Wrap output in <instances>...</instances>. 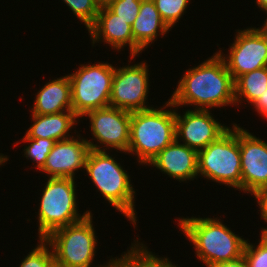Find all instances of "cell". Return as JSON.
Segmentation results:
<instances>
[{
  "mask_svg": "<svg viewBox=\"0 0 267 267\" xmlns=\"http://www.w3.org/2000/svg\"><path fill=\"white\" fill-rule=\"evenodd\" d=\"M182 76L168 99L175 107L212 110L236 105L234 80L217 51Z\"/></svg>",
  "mask_w": 267,
  "mask_h": 267,
  "instance_id": "obj_1",
  "label": "cell"
},
{
  "mask_svg": "<svg viewBox=\"0 0 267 267\" xmlns=\"http://www.w3.org/2000/svg\"><path fill=\"white\" fill-rule=\"evenodd\" d=\"M178 228L194 246L195 256L206 267L243 256L246 239L219 217H178ZM243 237V238H242Z\"/></svg>",
  "mask_w": 267,
  "mask_h": 267,
  "instance_id": "obj_2",
  "label": "cell"
},
{
  "mask_svg": "<svg viewBox=\"0 0 267 267\" xmlns=\"http://www.w3.org/2000/svg\"><path fill=\"white\" fill-rule=\"evenodd\" d=\"M111 151L90 149L84 170L95 185L96 191L113 208L131 221L136 229L137 212L135 206L136 191L131 177ZM124 168V169H123Z\"/></svg>",
  "mask_w": 267,
  "mask_h": 267,
  "instance_id": "obj_3",
  "label": "cell"
},
{
  "mask_svg": "<svg viewBox=\"0 0 267 267\" xmlns=\"http://www.w3.org/2000/svg\"><path fill=\"white\" fill-rule=\"evenodd\" d=\"M131 112L130 142L127 154L138 164L149 162L176 140L175 106L168 100L162 107ZM172 108V109H171Z\"/></svg>",
  "mask_w": 267,
  "mask_h": 267,
  "instance_id": "obj_4",
  "label": "cell"
},
{
  "mask_svg": "<svg viewBox=\"0 0 267 267\" xmlns=\"http://www.w3.org/2000/svg\"><path fill=\"white\" fill-rule=\"evenodd\" d=\"M92 219L93 214L89 213L81 221L58 228L44 239L52 249L56 267L93 266L98 236ZM93 267H112V258Z\"/></svg>",
  "mask_w": 267,
  "mask_h": 267,
  "instance_id": "obj_5",
  "label": "cell"
},
{
  "mask_svg": "<svg viewBox=\"0 0 267 267\" xmlns=\"http://www.w3.org/2000/svg\"><path fill=\"white\" fill-rule=\"evenodd\" d=\"M73 178H46L37 213L38 237L45 239L54 230L79 222L90 210L78 211L77 184Z\"/></svg>",
  "mask_w": 267,
  "mask_h": 267,
  "instance_id": "obj_6",
  "label": "cell"
},
{
  "mask_svg": "<svg viewBox=\"0 0 267 267\" xmlns=\"http://www.w3.org/2000/svg\"><path fill=\"white\" fill-rule=\"evenodd\" d=\"M198 152V177L241 191V155L238 124Z\"/></svg>",
  "mask_w": 267,
  "mask_h": 267,
  "instance_id": "obj_7",
  "label": "cell"
},
{
  "mask_svg": "<svg viewBox=\"0 0 267 267\" xmlns=\"http://www.w3.org/2000/svg\"><path fill=\"white\" fill-rule=\"evenodd\" d=\"M98 62L80 63L78 69L68 74L72 109L80 119L89 111L109 106L115 66Z\"/></svg>",
  "mask_w": 267,
  "mask_h": 267,
  "instance_id": "obj_8",
  "label": "cell"
},
{
  "mask_svg": "<svg viewBox=\"0 0 267 267\" xmlns=\"http://www.w3.org/2000/svg\"><path fill=\"white\" fill-rule=\"evenodd\" d=\"M92 139L86 141L90 149L126 153L130 142L131 112L108 106L87 112ZM95 143H94V141ZM97 142V143H96ZM104 145V146H103Z\"/></svg>",
  "mask_w": 267,
  "mask_h": 267,
  "instance_id": "obj_9",
  "label": "cell"
},
{
  "mask_svg": "<svg viewBox=\"0 0 267 267\" xmlns=\"http://www.w3.org/2000/svg\"><path fill=\"white\" fill-rule=\"evenodd\" d=\"M147 64L143 60L115 67L109 106L129 112L153 108L154 105L149 106L146 101L150 93V65Z\"/></svg>",
  "mask_w": 267,
  "mask_h": 267,
  "instance_id": "obj_10",
  "label": "cell"
},
{
  "mask_svg": "<svg viewBox=\"0 0 267 267\" xmlns=\"http://www.w3.org/2000/svg\"><path fill=\"white\" fill-rule=\"evenodd\" d=\"M226 55L219 47L227 70L235 81L239 76L267 66V34L256 27L237 29Z\"/></svg>",
  "mask_w": 267,
  "mask_h": 267,
  "instance_id": "obj_11",
  "label": "cell"
},
{
  "mask_svg": "<svg viewBox=\"0 0 267 267\" xmlns=\"http://www.w3.org/2000/svg\"><path fill=\"white\" fill-rule=\"evenodd\" d=\"M241 155V191L255 197L267 189V141L238 124Z\"/></svg>",
  "mask_w": 267,
  "mask_h": 267,
  "instance_id": "obj_12",
  "label": "cell"
},
{
  "mask_svg": "<svg viewBox=\"0 0 267 267\" xmlns=\"http://www.w3.org/2000/svg\"><path fill=\"white\" fill-rule=\"evenodd\" d=\"M175 107L176 141L199 152L216 141L230 127L215 119L211 110L187 109L180 114Z\"/></svg>",
  "mask_w": 267,
  "mask_h": 267,
  "instance_id": "obj_13",
  "label": "cell"
},
{
  "mask_svg": "<svg viewBox=\"0 0 267 267\" xmlns=\"http://www.w3.org/2000/svg\"><path fill=\"white\" fill-rule=\"evenodd\" d=\"M57 141L40 170L48 178H75L76 172L84 171L90 146L81 134ZM79 134V135H78Z\"/></svg>",
  "mask_w": 267,
  "mask_h": 267,
  "instance_id": "obj_14",
  "label": "cell"
},
{
  "mask_svg": "<svg viewBox=\"0 0 267 267\" xmlns=\"http://www.w3.org/2000/svg\"><path fill=\"white\" fill-rule=\"evenodd\" d=\"M88 33L92 46L104 42V44H108L111 49L117 52L124 51V47L128 46L130 50V60L128 62L133 64L131 61H134L136 57H134L132 25L119 18L107 6L100 7L97 18L88 29Z\"/></svg>",
  "mask_w": 267,
  "mask_h": 267,
  "instance_id": "obj_15",
  "label": "cell"
},
{
  "mask_svg": "<svg viewBox=\"0 0 267 267\" xmlns=\"http://www.w3.org/2000/svg\"><path fill=\"white\" fill-rule=\"evenodd\" d=\"M147 166L158 169L180 183L193 181L198 177V152L175 140L159 152Z\"/></svg>",
  "mask_w": 267,
  "mask_h": 267,
  "instance_id": "obj_16",
  "label": "cell"
},
{
  "mask_svg": "<svg viewBox=\"0 0 267 267\" xmlns=\"http://www.w3.org/2000/svg\"><path fill=\"white\" fill-rule=\"evenodd\" d=\"M171 31L160 17L153 0H142L133 25L132 34L134 39V57H139L143 51L162 36Z\"/></svg>",
  "mask_w": 267,
  "mask_h": 267,
  "instance_id": "obj_17",
  "label": "cell"
},
{
  "mask_svg": "<svg viewBox=\"0 0 267 267\" xmlns=\"http://www.w3.org/2000/svg\"><path fill=\"white\" fill-rule=\"evenodd\" d=\"M46 82L34 97L32 114L49 115L60 112H73L71 102V83L68 75L55 77Z\"/></svg>",
  "mask_w": 267,
  "mask_h": 267,
  "instance_id": "obj_18",
  "label": "cell"
},
{
  "mask_svg": "<svg viewBox=\"0 0 267 267\" xmlns=\"http://www.w3.org/2000/svg\"><path fill=\"white\" fill-rule=\"evenodd\" d=\"M79 122L80 118L74 112H60L49 115L31 114V123L33 124L25 134L30 138L65 140L73 136L70 133Z\"/></svg>",
  "mask_w": 267,
  "mask_h": 267,
  "instance_id": "obj_19",
  "label": "cell"
},
{
  "mask_svg": "<svg viewBox=\"0 0 267 267\" xmlns=\"http://www.w3.org/2000/svg\"><path fill=\"white\" fill-rule=\"evenodd\" d=\"M234 85L235 106L239 107L241 103L251 105L267 89V66L242 74L234 81Z\"/></svg>",
  "mask_w": 267,
  "mask_h": 267,
  "instance_id": "obj_20",
  "label": "cell"
},
{
  "mask_svg": "<svg viewBox=\"0 0 267 267\" xmlns=\"http://www.w3.org/2000/svg\"><path fill=\"white\" fill-rule=\"evenodd\" d=\"M141 239L135 238L120 258L112 257V267H157V255L149 250ZM124 253V254H123Z\"/></svg>",
  "mask_w": 267,
  "mask_h": 267,
  "instance_id": "obj_21",
  "label": "cell"
},
{
  "mask_svg": "<svg viewBox=\"0 0 267 267\" xmlns=\"http://www.w3.org/2000/svg\"><path fill=\"white\" fill-rule=\"evenodd\" d=\"M21 143H29L24 146L23 157L33 161L37 170H41L46 162L48 154L57 141L47 138H30L26 134L21 138Z\"/></svg>",
  "mask_w": 267,
  "mask_h": 267,
  "instance_id": "obj_22",
  "label": "cell"
},
{
  "mask_svg": "<svg viewBox=\"0 0 267 267\" xmlns=\"http://www.w3.org/2000/svg\"><path fill=\"white\" fill-rule=\"evenodd\" d=\"M163 22L171 30L185 14L191 0H153Z\"/></svg>",
  "mask_w": 267,
  "mask_h": 267,
  "instance_id": "obj_23",
  "label": "cell"
},
{
  "mask_svg": "<svg viewBox=\"0 0 267 267\" xmlns=\"http://www.w3.org/2000/svg\"><path fill=\"white\" fill-rule=\"evenodd\" d=\"M37 245L24 256L19 267H56L50 245L44 239H38Z\"/></svg>",
  "mask_w": 267,
  "mask_h": 267,
  "instance_id": "obj_24",
  "label": "cell"
},
{
  "mask_svg": "<svg viewBox=\"0 0 267 267\" xmlns=\"http://www.w3.org/2000/svg\"><path fill=\"white\" fill-rule=\"evenodd\" d=\"M88 30L95 22L100 5L97 0H62Z\"/></svg>",
  "mask_w": 267,
  "mask_h": 267,
  "instance_id": "obj_25",
  "label": "cell"
},
{
  "mask_svg": "<svg viewBox=\"0 0 267 267\" xmlns=\"http://www.w3.org/2000/svg\"><path fill=\"white\" fill-rule=\"evenodd\" d=\"M256 245L247 239L243 256L247 267H267V235H260Z\"/></svg>",
  "mask_w": 267,
  "mask_h": 267,
  "instance_id": "obj_26",
  "label": "cell"
},
{
  "mask_svg": "<svg viewBox=\"0 0 267 267\" xmlns=\"http://www.w3.org/2000/svg\"><path fill=\"white\" fill-rule=\"evenodd\" d=\"M142 0H114L106 5L113 13L117 14L119 18L125 20L126 23L133 25Z\"/></svg>",
  "mask_w": 267,
  "mask_h": 267,
  "instance_id": "obj_27",
  "label": "cell"
},
{
  "mask_svg": "<svg viewBox=\"0 0 267 267\" xmlns=\"http://www.w3.org/2000/svg\"><path fill=\"white\" fill-rule=\"evenodd\" d=\"M255 202L257 201V207H259L260 210V218L267 224V189L261 191L259 194H257L255 197ZM261 235H267V226L266 228L261 227L260 231Z\"/></svg>",
  "mask_w": 267,
  "mask_h": 267,
  "instance_id": "obj_28",
  "label": "cell"
},
{
  "mask_svg": "<svg viewBox=\"0 0 267 267\" xmlns=\"http://www.w3.org/2000/svg\"><path fill=\"white\" fill-rule=\"evenodd\" d=\"M249 106H253L252 109L257 111L259 116H263V119L267 118V89Z\"/></svg>",
  "mask_w": 267,
  "mask_h": 267,
  "instance_id": "obj_29",
  "label": "cell"
},
{
  "mask_svg": "<svg viewBox=\"0 0 267 267\" xmlns=\"http://www.w3.org/2000/svg\"><path fill=\"white\" fill-rule=\"evenodd\" d=\"M210 267H247V264L244 256H241L235 260L218 263Z\"/></svg>",
  "mask_w": 267,
  "mask_h": 267,
  "instance_id": "obj_30",
  "label": "cell"
},
{
  "mask_svg": "<svg viewBox=\"0 0 267 267\" xmlns=\"http://www.w3.org/2000/svg\"><path fill=\"white\" fill-rule=\"evenodd\" d=\"M157 267H178V264L173 263L169 257H160L157 255Z\"/></svg>",
  "mask_w": 267,
  "mask_h": 267,
  "instance_id": "obj_31",
  "label": "cell"
},
{
  "mask_svg": "<svg viewBox=\"0 0 267 267\" xmlns=\"http://www.w3.org/2000/svg\"><path fill=\"white\" fill-rule=\"evenodd\" d=\"M255 6L260 8V11H265L267 9V0H255Z\"/></svg>",
  "mask_w": 267,
  "mask_h": 267,
  "instance_id": "obj_32",
  "label": "cell"
},
{
  "mask_svg": "<svg viewBox=\"0 0 267 267\" xmlns=\"http://www.w3.org/2000/svg\"><path fill=\"white\" fill-rule=\"evenodd\" d=\"M263 12H265V15H267V9ZM264 20H265L264 23H262L263 25H260V27L258 28L267 34V17Z\"/></svg>",
  "mask_w": 267,
  "mask_h": 267,
  "instance_id": "obj_33",
  "label": "cell"
},
{
  "mask_svg": "<svg viewBox=\"0 0 267 267\" xmlns=\"http://www.w3.org/2000/svg\"><path fill=\"white\" fill-rule=\"evenodd\" d=\"M8 160L9 157L7 155L0 153V167L5 165Z\"/></svg>",
  "mask_w": 267,
  "mask_h": 267,
  "instance_id": "obj_34",
  "label": "cell"
},
{
  "mask_svg": "<svg viewBox=\"0 0 267 267\" xmlns=\"http://www.w3.org/2000/svg\"><path fill=\"white\" fill-rule=\"evenodd\" d=\"M112 1H114V0H97V2L100 5V7L106 6V5H108Z\"/></svg>",
  "mask_w": 267,
  "mask_h": 267,
  "instance_id": "obj_35",
  "label": "cell"
}]
</instances>
